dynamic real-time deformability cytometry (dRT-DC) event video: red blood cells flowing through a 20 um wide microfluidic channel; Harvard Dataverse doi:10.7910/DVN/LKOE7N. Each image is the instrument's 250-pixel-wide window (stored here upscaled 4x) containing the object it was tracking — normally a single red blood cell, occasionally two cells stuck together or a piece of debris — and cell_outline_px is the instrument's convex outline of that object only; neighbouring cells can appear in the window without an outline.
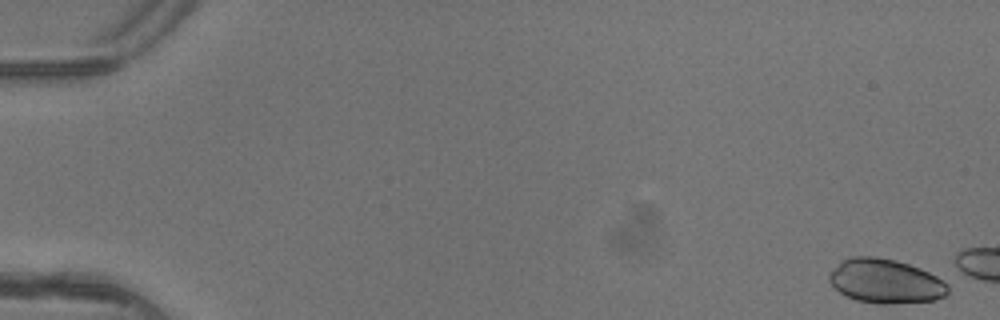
{"species": "common noctule bat (a hibernating species)", "species_latin": "Nyctalus noctula", "temperature_condition": "warm", "stored_images_in_passage": 3, "camera_frame_rate_fps": 3000, "um_per_image_px": 0.085, "animal": {"sex": "female"}, "frame": {"image": 1, "passage_image": 1, "time_ms": 0.0, "image_size_px": [1000, 320], "cell_outline_px": [[948, 292], [944, 296], [932, 300], [888, 304], [880, 304], [856, 300], [840, 292], [828, 280], [828, 276], [844, 260], [852, 256], [876, 256], [896, 260], [920, 268], [936, 276], [948, 284]], "centroid_in_image_um": [75.28, 23.9], "position_along_channel_um": 9.7, "area_um2": 30.23}}